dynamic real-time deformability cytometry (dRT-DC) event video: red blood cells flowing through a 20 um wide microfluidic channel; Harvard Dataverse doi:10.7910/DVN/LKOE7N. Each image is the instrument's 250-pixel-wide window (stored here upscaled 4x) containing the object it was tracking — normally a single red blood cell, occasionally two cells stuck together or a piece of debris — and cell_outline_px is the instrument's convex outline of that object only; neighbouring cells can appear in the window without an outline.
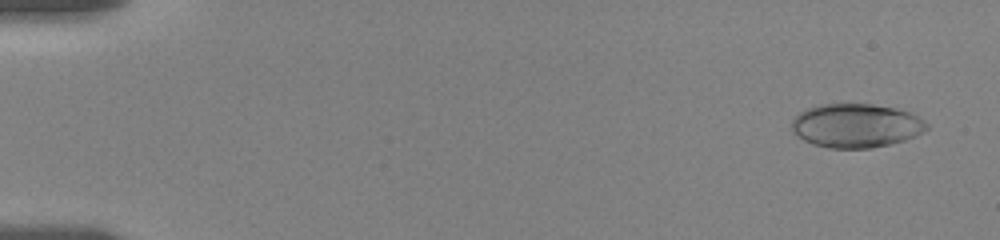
{"species": "human", "species_latin": "Homo sapiens", "temperature_condition": "room temperature", "stored_images_in_passage": 18, "camera_frame_rate_fps": 3000, "um_per_image_px": 0.085, "donor": {"sex": "female"}, "frame": {"image": 1, "passage_image": 3, "time_ms": 0.667, "image_size_px": [1000, 240], "cell_outline_px": [[928, 128], [924, 132], [904, 140], [872, 148], [828, 148], [812, 144], [796, 136], [792, 132], [792, 120], [800, 112], [808, 108], [820, 104], [872, 104], [896, 108], [908, 112], [924, 120], [928, 124]], "centroid_in_image_um": [72.75, 10.68], "position_along_channel_um": 12.3, "area_um2": 34.51}}